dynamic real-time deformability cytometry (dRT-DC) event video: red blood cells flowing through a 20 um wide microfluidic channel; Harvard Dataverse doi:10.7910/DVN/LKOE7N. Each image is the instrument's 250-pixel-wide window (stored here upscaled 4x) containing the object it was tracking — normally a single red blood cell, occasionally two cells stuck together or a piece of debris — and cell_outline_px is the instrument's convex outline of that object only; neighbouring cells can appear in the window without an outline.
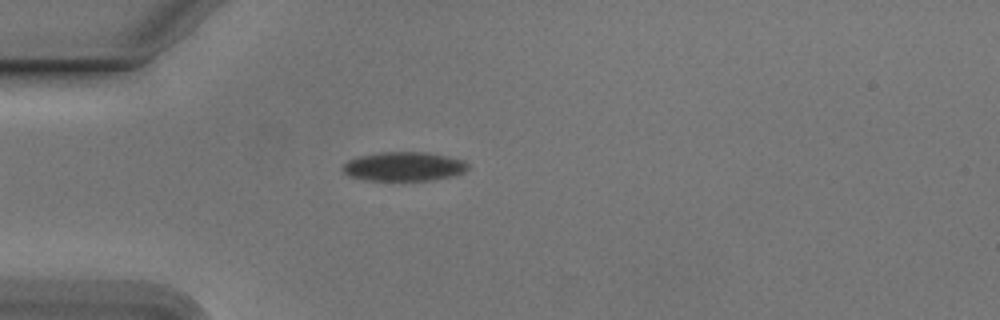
{"species": "Egyptian fruit bat (a non-hibernating species)", "species_latin": "Rousettus aegyptiacus", "temperature_condition": "cold", "stored_images_in_passage": 49, "camera_frame_rate_fps": 3000, "um_per_image_px": 0.085, "animal": {"sex": "male"}, "frame": {"image": 1, "passage_image": 10, "time_ms": 3.0, "image_size_px": [1000, 320], "cell_outline_px": [[468, 168], [464, 172], [456, 176], [432, 180], [364, 180], [348, 176], [340, 168], [348, 160], [360, 156], [380, 152], [428, 152], [448, 156], [464, 160], [468, 164]], "centroid_in_image_um": [34.34, 14.15], "position_along_channel_um": 50.7, "area_um2": 21.44}}
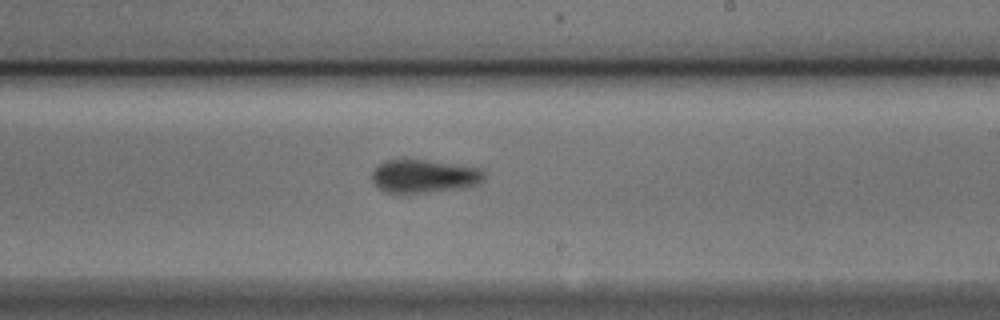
{"frame": {"image": 2, "passage_image": 27, "time_ms": 8.667, "image_size_px": [1000, 320], "cell_outline_px": [[484, 180], [480, 184], [468, 188], [400, 196], [396, 196], [384, 192], [372, 180], [372, 172], [384, 160], [424, 160], [480, 168], [484, 172]], "centroid_in_image_um": [36.05, 15.04], "position_along_channel_um": 253.0, "area_um2": 22.43}}
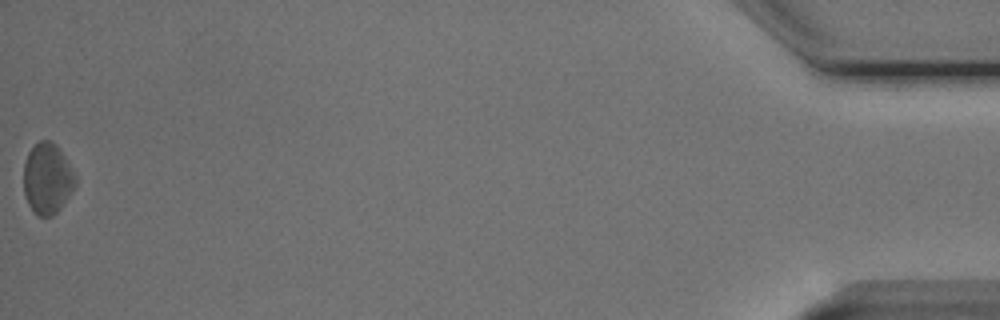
{"frame": {"image": 3, "passage_image": 49, "time_ms": 16.0, "image_size_px": [1000, 320], "cell_outline_px": [[76, 184], [60, 208], [52, 216], [36, 216], [28, 204], [24, 192], [24, 160], [28, 152], [40, 140], [52, 140], [56, 144], [76, 176]], "centroid_in_image_um": [4.0, 15.18], "position_along_channel_um": 431.2, "area_um2": 21.21}, "authors_computed_cell_mechanics": {"area_um2": 21.3282, "velocity_mm_per_s": 3.7932, "shape_relaxation_time_tau1_ms": 2.6682, "shape_relaxation_time_tau2_ms": null, "deformation_change_tau1": 0.0785, "deformation_change_tau2": null}}